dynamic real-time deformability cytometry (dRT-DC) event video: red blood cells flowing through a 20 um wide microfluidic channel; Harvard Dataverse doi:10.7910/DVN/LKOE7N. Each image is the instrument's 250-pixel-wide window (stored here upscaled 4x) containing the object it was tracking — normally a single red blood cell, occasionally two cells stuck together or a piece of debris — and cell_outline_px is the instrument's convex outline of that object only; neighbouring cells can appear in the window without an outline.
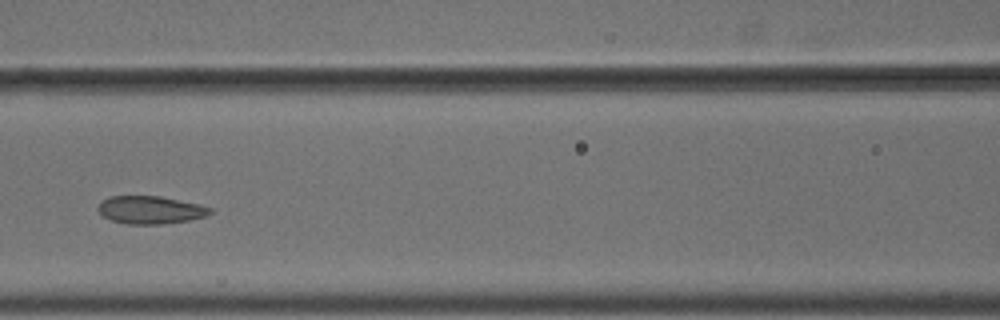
{"species": "common noctule bat (a hibernating species)", "species_latin": "Nyctalus noctula", "temperature_condition": "cold", "stored_images_in_passage": 10, "camera_frame_rate_fps": 3000, "um_per_image_px": 0.085, "animal": {"sex": "male", "body_mass_g": 18.8}, "frame": {"image": 1, "passage_image": 7, "time_ms": 2.0, "image_size_px": [1000, 320], "cell_outline_px": [[212, 212], [208, 216], [188, 220], [164, 224], [124, 224], [112, 220], [104, 216], [96, 208], [100, 200], [108, 196], [160, 196], [196, 204], [212, 208]], "centroid_in_image_um": [12.74, 17.84], "position_along_channel_um": 153.9, "area_um2": 18.21}}
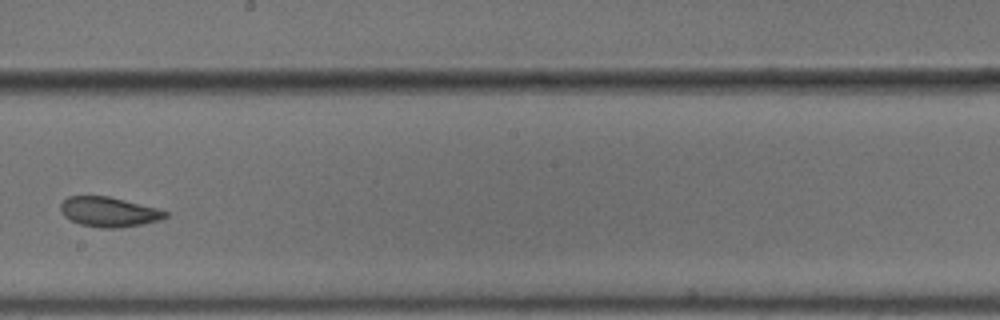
{"frame": {"image": 2, "passage_image": 9, "time_ms": 2.667, "image_size_px": [1000, 320], "cell_outline_px": [[168, 216], [160, 220], [120, 228], [100, 228], [80, 224], [64, 216], [60, 212], [60, 204], [68, 196], [108, 196], [156, 208], [168, 212]], "centroid_in_image_um": [9.23, 18.01], "position_along_channel_um": 239.0, "area_um2": 18.09}}
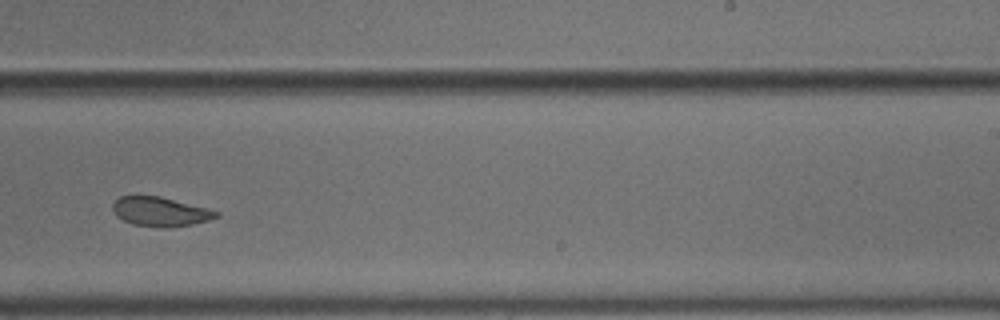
{"frame": {"image": 3, "passage_image": 10, "time_ms": 3.0, "image_size_px": [1000, 320], "cell_outline_px": [[220, 216], [208, 220], [192, 224], [168, 228], [160, 228], [132, 224], [116, 216], [112, 208], [112, 204], [120, 196], [136, 192], [160, 196], [208, 208], [220, 212]], "centroid_in_image_um": [13.58, 17.95], "position_along_channel_um": 275.4, "area_um2": 18.32}}